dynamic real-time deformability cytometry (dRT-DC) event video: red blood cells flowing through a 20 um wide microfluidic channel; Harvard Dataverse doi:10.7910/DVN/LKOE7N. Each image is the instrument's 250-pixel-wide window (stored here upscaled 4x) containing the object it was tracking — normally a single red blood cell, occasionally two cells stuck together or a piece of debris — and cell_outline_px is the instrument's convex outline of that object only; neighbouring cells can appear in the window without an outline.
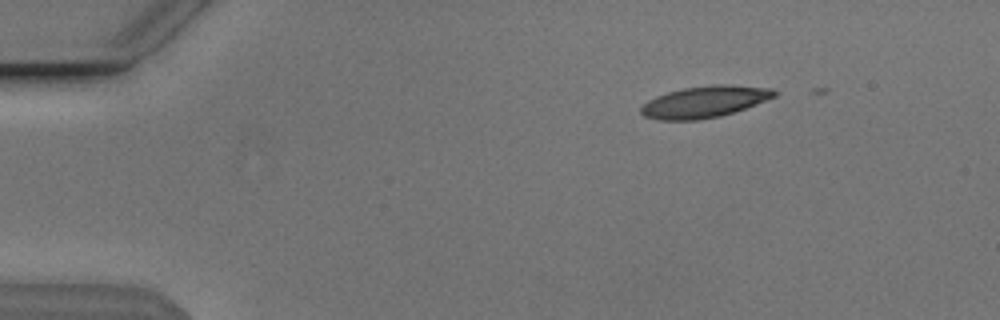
{"species": "Egyptian fruit bat (a non-hibernating species)", "species_latin": "Rousettus aegyptiacus", "temperature_condition": "cold", "stored_images_in_passage": 12, "camera_frame_rate_fps": 3000, "um_per_image_px": 0.085, "animal": {"sex": "male"}, "frame": {"image": 1, "passage_image": 2, "time_ms": 0.333, "image_size_px": [1000, 320], "cell_outline_px": [[780, 92], [776, 96], [756, 104], [720, 116], [696, 120], [660, 120], [644, 116], [640, 112], [640, 108], [648, 100], [656, 96], [668, 92], [684, 88], [716, 84], [724, 84], [772, 88]], "centroid_in_image_um": [59.9, 8.65], "position_along_channel_um": 25.1, "area_um2": 24.39}}
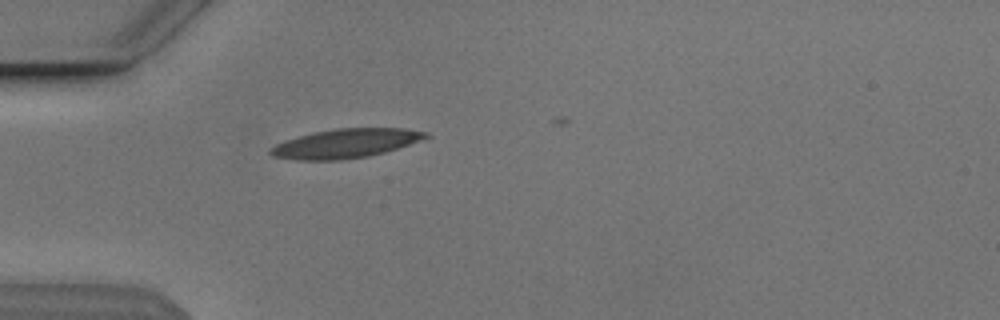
{"frame": {"image": 2, "passage_image": 10, "time_ms": 3.0, "image_size_px": [1000, 320], "cell_outline_px": [[432, 136], [384, 152], [368, 156], [340, 160], [296, 160], [272, 156], [268, 152], [268, 148], [276, 144], [300, 136], [316, 132], [336, 128], [400, 128], [424, 132]], "centroid_in_image_um": [29.33, 12.2], "position_along_channel_um": 55.7, "area_um2": 25.95}}